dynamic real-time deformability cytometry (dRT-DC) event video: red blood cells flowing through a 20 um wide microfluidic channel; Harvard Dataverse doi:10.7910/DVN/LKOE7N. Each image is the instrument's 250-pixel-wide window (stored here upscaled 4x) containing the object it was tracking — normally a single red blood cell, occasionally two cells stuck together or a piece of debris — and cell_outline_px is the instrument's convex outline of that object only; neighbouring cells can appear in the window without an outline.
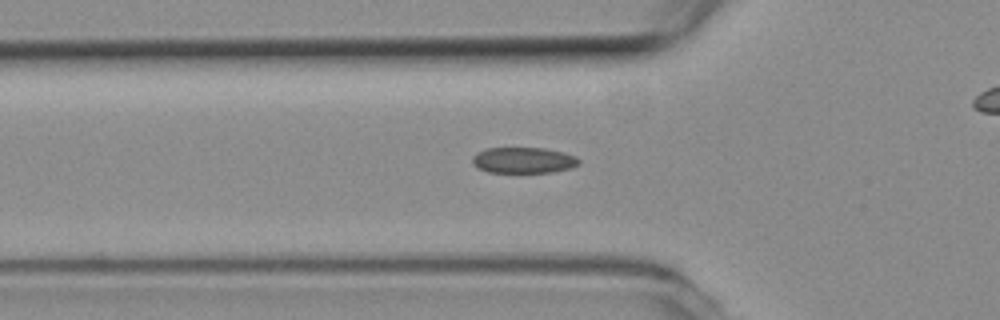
{"species": "common noctule bat (a hibernating species)", "species_latin": "Nyctalus noctula", "temperature_condition": "room temperature", "stored_images_in_passage": 37, "camera_frame_rate_fps": 3000, "um_per_image_px": 0.085, "animal": {"sex": "female", "body_mass_g": 19.3, "forearm_length_mm": 54.1}, "frame": {"image": 1, "passage_image": 9, "time_ms": 2.667, "image_size_px": [1000, 320], "cell_outline_px": [[580, 164], [572, 168], [552, 172], [488, 172], [476, 168], [472, 164], [472, 156], [476, 152], [488, 148], [544, 148], [564, 152], [576, 156], [580, 160]], "centroid_in_image_um": [44.49, 13.62], "position_along_channel_um": 81.3, "area_um2": 16.3}}
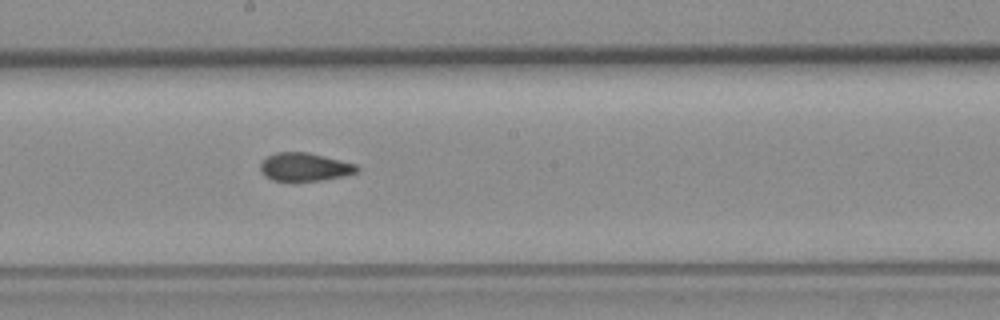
{"frame": {"image": 2, "passage_image": 20, "time_ms": 6.333, "image_size_px": [1000, 320], "cell_outline_px": [[360, 172], [344, 176], [320, 180], [272, 180], [264, 176], [260, 172], [260, 164], [268, 156], [276, 152], [308, 152], [356, 164], [360, 168]], "centroid_in_image_um": [25.91, 14.19], "position_along_channel_um": 222.3, "area_um2": 15.84}}
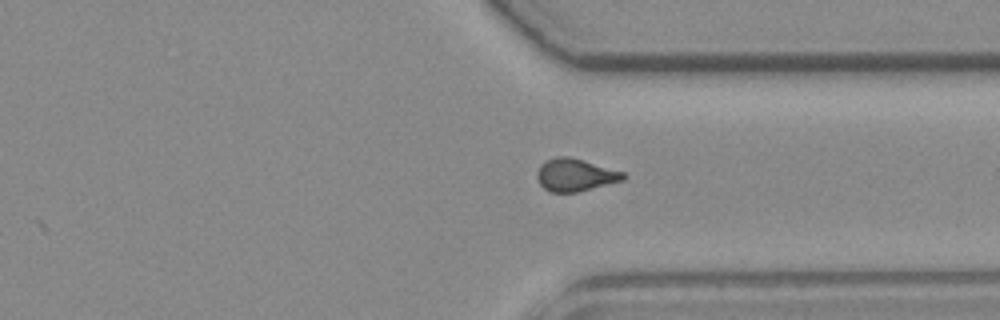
{"frame": {"image": 3, "passage_image": 31, "time_ms": 10.0, "image_size_px": [1000, 320], "cell_outline_px": [[628, 176], [624, 180], [576, 192], [552, 192], [544, 188], [540, 184], [536, 176], [536, 172], [540, 164], [556, 156], [568, 156], [624, 172]], "centroid_in_image_um": [48.89, 14.87], "position_along_channel_um": 362.5, "area_um2": 16.24}, "authors_computed_cell_mechanics": {"area_um2": 16.473, "velocity_mm_per_s": 3.8202, "shape_relaxation_time_tau1_ms": 10.5973, "shape_relaxation_time_tau2_ms": 1.6038, "deformation_change_tau1": 0.1918, "deformation_change_tau2": 0.0695}}